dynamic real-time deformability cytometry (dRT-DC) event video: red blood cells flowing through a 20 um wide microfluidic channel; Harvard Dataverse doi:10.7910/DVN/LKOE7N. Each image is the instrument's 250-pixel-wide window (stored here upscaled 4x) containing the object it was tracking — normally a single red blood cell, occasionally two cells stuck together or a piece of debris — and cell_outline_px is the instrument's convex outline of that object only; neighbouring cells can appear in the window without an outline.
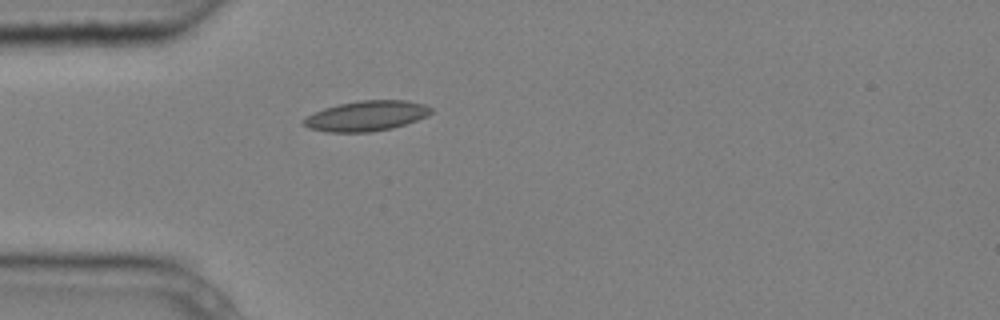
{"species": "common noctule bat (a hibernating species)", "species_latin": "Nyctalus noctula", "temperature_condition": "cold", "stored_images_in_passage": 1, "camera_frame_rate_fps": 3000, "um_per_image_px": 0.085, "animal": {"sex": "male", "body_mass_g": 20.4}, "frame": {"image": 1, "passage_image": 1, "time_ms": 0.0, "image_size_px": [1000, 320], "cell_outline_px": [[432, 112], [428, 116], [392, 128], [368, 132], [328, 132], [308, 128], [300, 120], [324, 108], [340, 104], [360, 100], [408, 100], [424, 104], [432, 108]], "centroid_in_image_um": [31.15, 9.85], "position_along_channel_um": 53.8, "area_um2": 22.31}}